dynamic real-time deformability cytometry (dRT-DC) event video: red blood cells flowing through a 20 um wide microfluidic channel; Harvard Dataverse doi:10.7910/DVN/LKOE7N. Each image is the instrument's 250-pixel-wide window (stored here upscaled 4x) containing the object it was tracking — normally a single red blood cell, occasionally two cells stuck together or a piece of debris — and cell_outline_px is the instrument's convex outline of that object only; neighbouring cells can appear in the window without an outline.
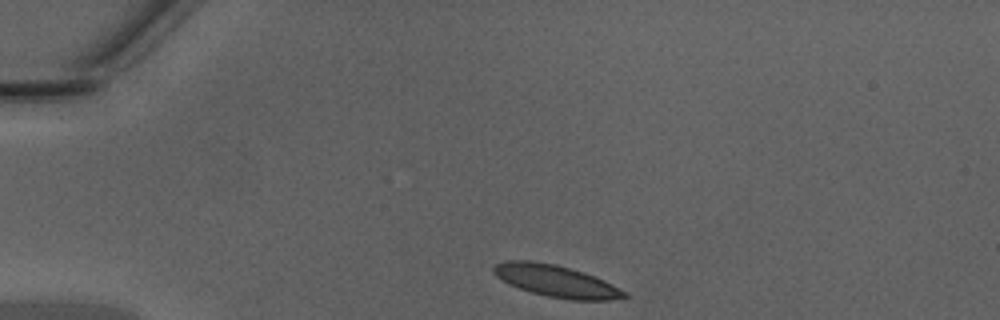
{"species": "Egyptian fruit bat (a non-hibernating species)", "species_latin": "Rousettus aegyptiacus", "temperature_condition": "warm", "stored_images_in_passage": 32, "camera_frame_rate_fps": 3000, "um_per_image_px": 0.085, "animal": {"sex": "male"}, "frame": {"image": 1, "passage_image": 1, "time_ms": 0.0, "image_size_px": [1000, 320], "cell_outline_px": [[628, 296], [608, 300], [572, 300], [548, 296], [532, 292], [508, 284], [496, 276], [492, 272], [492, 268], [496, 264], [504, 260], [532, 260], [556, 264], [584, 272], [596, 276], [628, 292]], "centroid_in_image_um": [47.26, 23.87], "position_along_channel_um": 37.7, "area_um2": 24.39}}
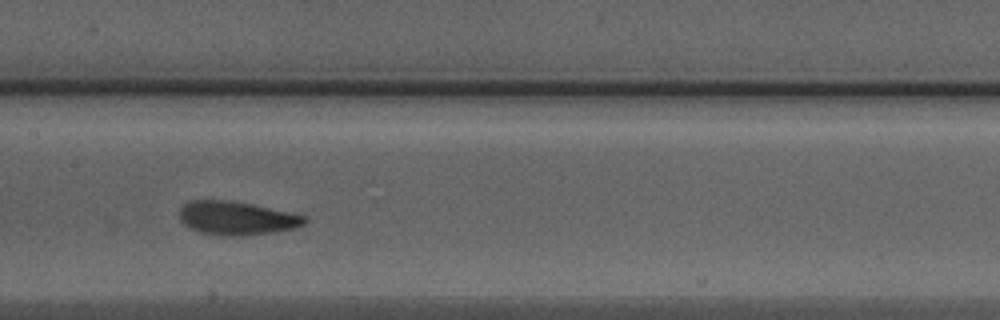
{"frame": {"image": 2, "passage_image": 15, "time_ms": 4.667, "image_size_px": [1000, 320], "cell_outline_px": [[308, 220], [304, 224], [296, 228], [272, 232], [240, 236], [216, 236], [200, 232], [184, 224], [180, 220], [180, 208], [188, 200], [228, 200], [252, 204], [308, 216]], "centroid_in_image_um": [20.12, 18.54], "position_along_channel_um": 187.3, "area_um2": 24.62}}
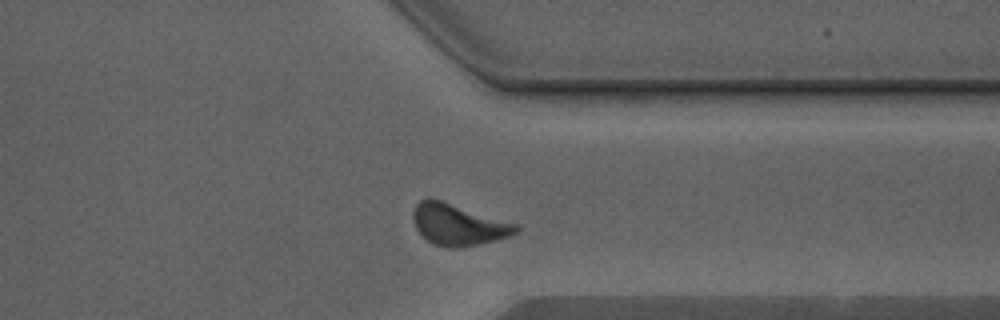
{"frame": {"image": 3, "passage_image": 28, "time_ms": 9.0, "image_size_px": [1000, 320], "cell_outline_px": [[520, 228], [516, 232], [508, 236], [496, 240], [480, 244], [456, 248], [452, 248], [432, 244], [420, 236], [416, 228], [412, 216], [412, 212], [416, 204], [420, 200], [428, 196], [520, 224]], "centroid_in_image_um": [38.93, 19.08], "position_along_channel_um": 372.5, "area_um2": 25.2}, "authors_computed_cell_mechanics": {"area_um2": 24.1893, "velocity_mm_per_s": 4.285, "shape_relaxation_time_tau1_ms": 1.5833, "shape_relaxation_time_tau2_ms": 1.4671, "deformation_change_tau1": 0.0924, "deformation_change_tau2": 0.0773}}